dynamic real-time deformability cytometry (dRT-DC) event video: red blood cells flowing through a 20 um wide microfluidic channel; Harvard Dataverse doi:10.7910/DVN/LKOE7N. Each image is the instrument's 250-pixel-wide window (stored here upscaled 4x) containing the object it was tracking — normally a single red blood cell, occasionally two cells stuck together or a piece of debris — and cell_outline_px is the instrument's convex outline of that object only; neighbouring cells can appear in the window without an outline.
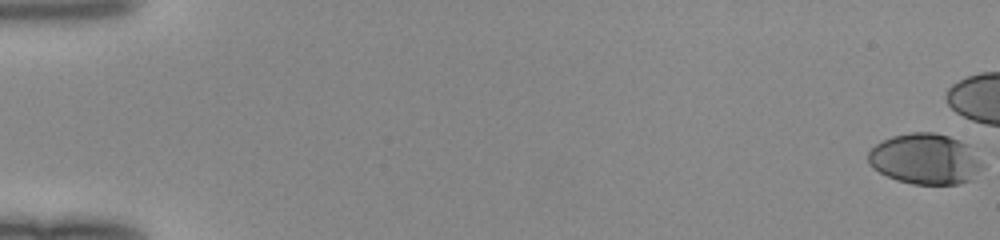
{"species": "human", "species_latin": "Homo sapiens", "temperature_condition": "room temperature", "stored_images_in_passage": 41, "camera_frame_rate_fps": 3000, "um_per_image_px": 0.085, "donor": {"sex": "female"}, "frame": {"image": 1, "passage_image": 1, "time_ms": 0.0, "image_size_px": [1000, 240], "cell_outline_px": [[984, 168], [972, 180], [960, 184], [912, 184], [896, 180], [872, 168], [868, 164], [868, 152], [876, 144], [892, 136], [912, 132], [936, 132], [960, 140], [968, 144], [984, 164]], "centroid_in_image_um": [78.68, 13.52], "position_along_channel_um": 6.3, "area_um2": 34.1}}
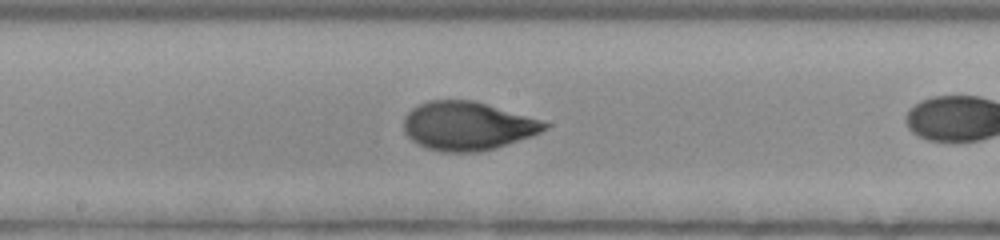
{"frame": {"image": 2, "passage_image": 29, "time_ms": 9.333, "image_size_px": [1000, 240], "cell_outline_px": [[552, 124], [548, 128], [532, 136], [496, 148], [480, 152], [440, 152], [416, 144], [404, 132], [404, 116], [412, 108], [428, 100], [472, 100], [540, 120]], "centroid_in_image_um": [39.71, 10.72], "position_along_channel_um": 208.5, "area_um2": 39.82}}
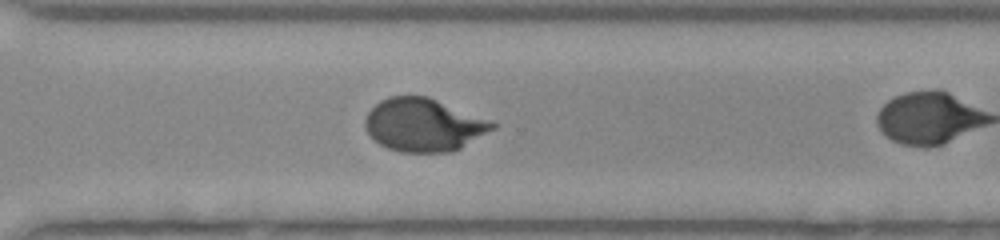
{"frame": {"image": 3, "passage_image": 38, "time_ms": 12.333, "image_size_px": [1000, 240], "cell_outline_px": [[496, 128], [460, 148], [452, 152], [400, 152], [388, 148], [380, 144], [368, 132], [364, 124], [364, 120], [368, 112], [380, 100], [388, 96], [428, 96], [496, 124]], "centroid_in_image_um": [35.97, 10.62], "position_along_channel_um": 334.6, "area_um2": 38.78}}